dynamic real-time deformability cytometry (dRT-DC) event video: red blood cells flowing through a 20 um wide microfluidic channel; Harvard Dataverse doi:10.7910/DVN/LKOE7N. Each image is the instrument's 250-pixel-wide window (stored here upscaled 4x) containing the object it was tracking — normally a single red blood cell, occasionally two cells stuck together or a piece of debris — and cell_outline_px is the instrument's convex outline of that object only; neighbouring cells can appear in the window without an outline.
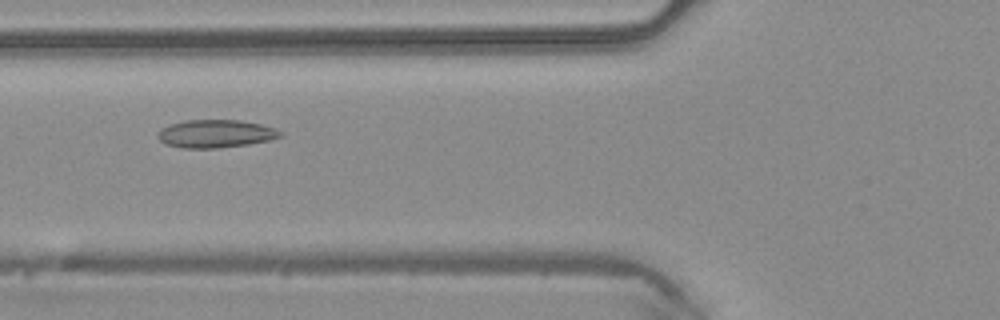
{"species": "common noctule bat (a hibernating species)", "species_latin": "Nyctalus noctula", "temperature_condition": "warm", "stored_images_in_passage": 39, "camera_frame_rate_fps": 3000, "um_per_image_px": 0.085, "animal": {"sex": "male", "body_mass_g": 20.4}, "frame": {"image": 1, "passage_image": 9, "time_ms": 2.667, "image_size_px": [1000, 320], "cell_outline_px": [[284, 136], [268, 140], [248, 144], [216, 148], [180, 148], [164, 144], [156, 136], [160, 128], [168, 124], [184, 120], [240, 120], [260, 124], [276, 128], [284, 132]], "centroid_in_image_um": [18.31, 11.36], "position_along_channel_um": 107.5, "area_um2": 20.23}}
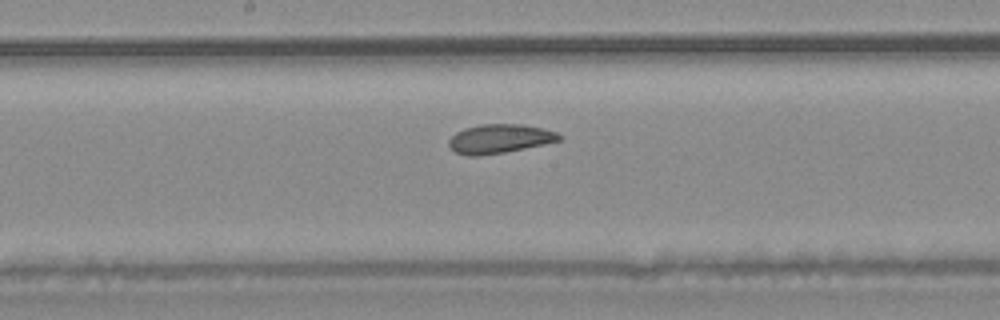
{"frame": {"image": 2, "passage_image": 16, "time_ms": 5.0, "image_size_px": [1000, 320], "cell_outline_px": [[564, 140], [504, 152], [480, 156], [468, 156], [456, 152], [448, 144], [448, 140], [456, 132], [464, 128], [480, 124], [520, 124], [544, 128], [556, 132], [564, 136]], "centroid_in_image_um": [42.5, 11.79], "position_along_channel_um": 205.7, "area_um2": 18.79}}
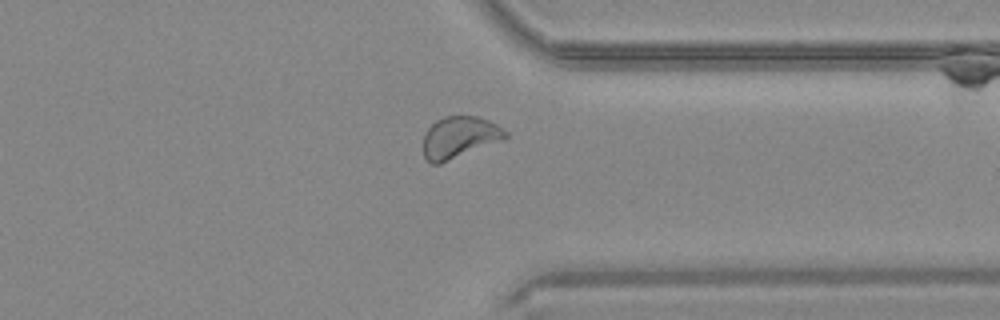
{"frame": {"image": 3, "passage_image": 28, "time_ms": 9.0, "image_size_px": [1000, 320], "cell_outline_px": [[508, 136], [504, 140], [440, 164], [432, 164], [424, 156], [424, 136], [428, 128], [436, 120], [444, 116], [476, 116], [488, 120], [504, 128], [508, 132]], "centroid_in_image_um": [39.08, 11.67], "position_along_channel_um": 372.3, "area_um2": 20.06}, "authors_computed_cell_mechanics": {"area_um2": 19.8254, "velocity_mm_per_s": 4.2139, "shape_relaxation_time_tau1_ms": 10.9284, "shape_relaxation_time_tau2_ms": 2.6017, "deformation_change_tau1": 0.1759, "deformation_change_tau2": 0.0743}}